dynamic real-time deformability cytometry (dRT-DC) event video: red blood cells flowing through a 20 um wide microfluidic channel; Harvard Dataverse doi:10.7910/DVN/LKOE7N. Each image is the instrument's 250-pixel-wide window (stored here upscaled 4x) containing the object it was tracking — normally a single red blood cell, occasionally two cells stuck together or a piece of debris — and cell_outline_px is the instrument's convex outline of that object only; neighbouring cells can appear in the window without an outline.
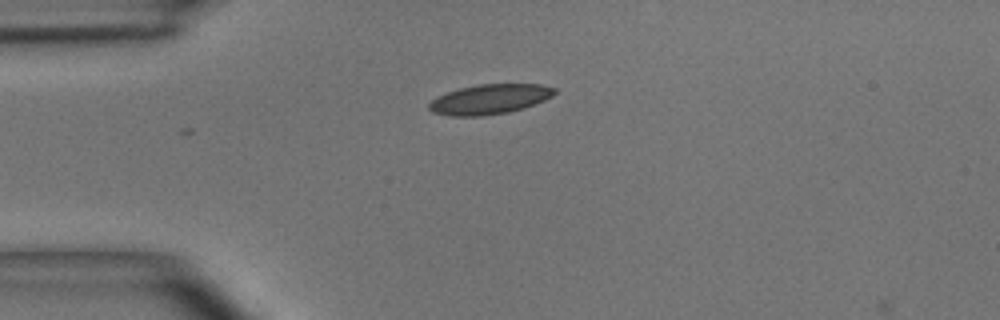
{"species": "common noctule bat (a hibernating species)", "species_latin": "Nyctalus noctula", "temperature_condition": "room temperature", "stored_images_in_passage": 2, "camera_frame_rate_fps": 3000, "um_per_image_px": 0.085, "animal": {"sex": "male", "body_mass_g": 15.6}, "frame": {"image": 1, "passage_image": 2, "time_ms": 0.333, "image_size_px": [1000, 320], "cell_outline_px": [[556, 92], [552, 96], [544, 100], [524, 108], [508, 112], [484, 116], [452, 116], [432, 112], [428, 108], [428, 104], [436, 96], [460, 88], [476, 84], [540, 84], [556, 88]], "centroid_in_image_um": [41.61, 8.43], "position_along_channel_um": 43.4, "area_um2": 21.91}}